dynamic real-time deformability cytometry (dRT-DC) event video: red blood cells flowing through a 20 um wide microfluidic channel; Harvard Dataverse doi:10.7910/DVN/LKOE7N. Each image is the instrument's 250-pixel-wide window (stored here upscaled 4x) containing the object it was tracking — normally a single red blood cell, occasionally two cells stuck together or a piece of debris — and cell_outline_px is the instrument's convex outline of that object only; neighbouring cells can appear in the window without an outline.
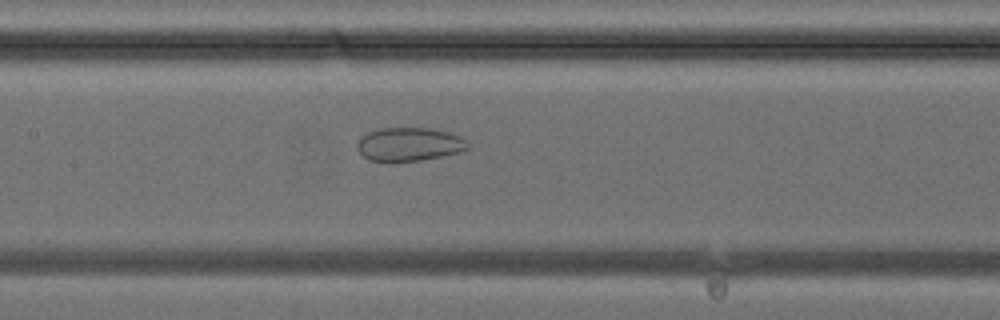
{"species": "common noctule bat (a hibernating species)", "species_latin": "Nyctalus noctula", "temperature_condition": "cold", "stored_images_in_passage": 30, "camera_frame_rate_fps": 3000, "um_per_image_px": 0.085, "animal": {"sex": "female", "body_mass_g": 24.6, "forearm_length_mm": 56.2}, "frame": {"image": 1, "passage_image": 9, "time_ms": 2.667, "image_size_px": [1000, 320], "cell_outline_px": [[468, 148], [460, 152], [420, 160], [368, 160], [356, 148], [356, 144], [368, 132], [380, 128], [428, 128], [448, 132], [460, 136], [468, 144]], "centroid_in_image_um": [34.78, 12.25], "position_along_channel_um": 172.6, "area_um2": 21.1}}